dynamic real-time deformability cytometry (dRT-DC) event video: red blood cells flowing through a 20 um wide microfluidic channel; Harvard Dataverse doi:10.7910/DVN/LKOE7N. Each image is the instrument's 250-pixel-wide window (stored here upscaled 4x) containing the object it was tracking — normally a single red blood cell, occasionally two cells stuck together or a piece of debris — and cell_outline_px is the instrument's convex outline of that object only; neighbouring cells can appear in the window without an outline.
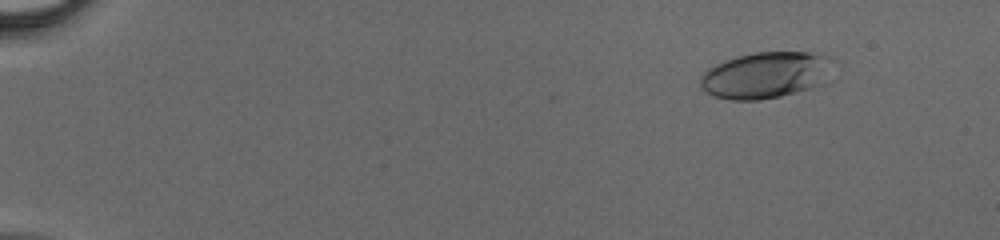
{"species": "human", "species_latin": "Homo sapiens", "temperature_condition": "cold", "stored_images_in_passage": 47, "camera_frame_rate_fps": 3000, "um_per_image_px": 0.085, "donor": {"sex": "male"}, "frame": {"image": 1, "passage_image": 6, "time_ms": 1.667, "image_size_px": [1000, 240], "cell_outline_px": [[832, 60], [812, 84], [808, 88], [780, 96], [760, 100], [732, 100], [716, 96], [708, 92], [700, 84], [700, 76], [708, 68], [716, 64], [736, 56], [756, 52], [808, 52], [828, 56]], "centroid_in_image_um": [64.9, 6.37], "position_along_channel_um": 20.1, "area_um2": 34.28}}
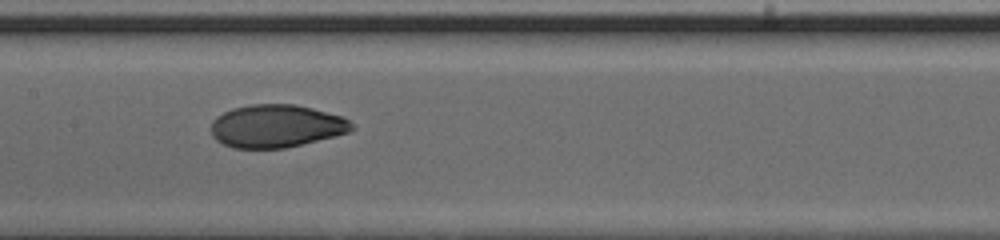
{"frame": {"image": 2, "passage_image": 26, "time_ms": 8.333, "image_size_px": [1000, 240], "cell_outline_px": [[356, 128], [348, 132], [336, 136], [284, 148], [232, 148], [216, 140], [212, 136], [212, 120], [216, 116], [232, 108], [252, 104], [296, 104], [344, 116]], "centroid_in_image_um": [23.49, 10.71], "position_along_channel_um": 183.9, "area_um2": 35.26}}
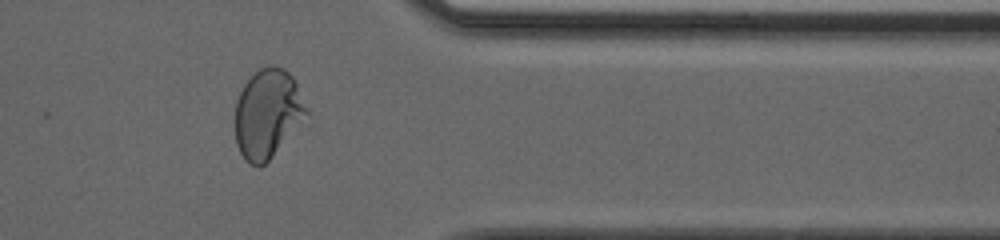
{"frame": {"image": 3, "passage_image": 40, "time_ms": 13.0, "image_size_px": [1000, 240], "cell_outline_px": [[312, 116], [260, 168], [248, 164], [244, 160], [236, 144], [236, 100], [244, 84], [260, 68], [272, 64], [284, 68], [292, 76]], "centroid_in_image_um": [22.8, 9.69], "position_along_channel_um": 388.6, "area_um2": 37.63}}